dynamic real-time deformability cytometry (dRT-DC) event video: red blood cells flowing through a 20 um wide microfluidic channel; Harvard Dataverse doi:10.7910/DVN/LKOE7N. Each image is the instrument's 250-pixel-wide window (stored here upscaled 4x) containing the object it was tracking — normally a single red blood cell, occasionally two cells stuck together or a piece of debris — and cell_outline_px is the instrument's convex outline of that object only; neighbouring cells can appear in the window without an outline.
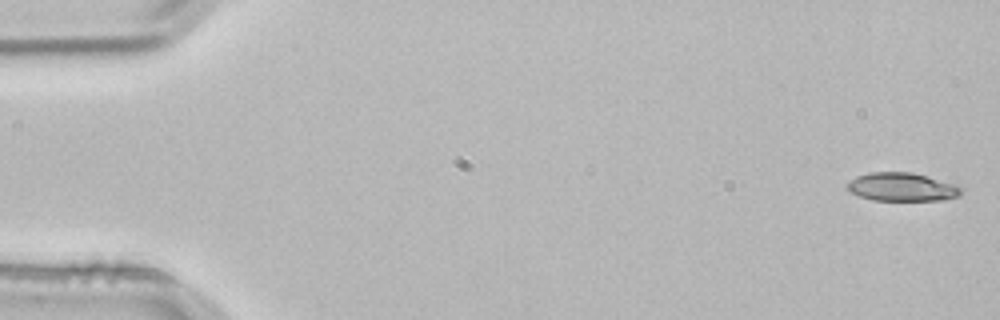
{"species": "common noctule bat (a hibernating species)", "species_latin": "Nyctalus noctula", "temperature_condition": "room temperature", "stored_images_in_passage": 5, "segment_of_instrument_passage": [1, 2], "camera_frame_rate_fps": 3000, "um_per_image_px": 0.085, "animal": {"sex": "male", "body_mass_g": 21.5, "forearm_length_mm": 52.0}, "frame": {"image": 1, "passage_image": 1, "time_ms": 0.0, "image_size_px": [1000, 320], "cell_outline_px": [[964, 192], [960, 196], [944, 200], [872, 200], [860, 196], [852, 192], [844, 184], [856, 176], [868, 172], [912, 172], [956, 184], [964, 188]], "centroid_in_image_um": [76.71, 15.89], "position_along_channel_um": 8.3, "area_um2": 19.07}}
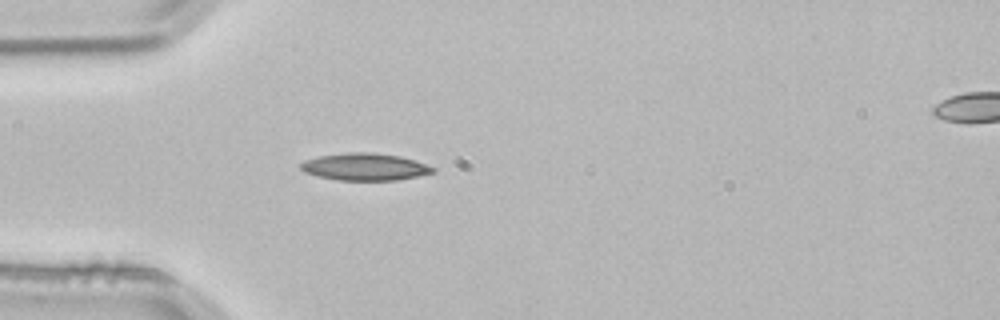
{"frame": {"image": 2, "passage_image": 4, "time_ms": 1.0, "image_size_px": [1000, 320], "cell_outline_px": [[436, 172], [396, 180], [336, 180], [316, 176], [304, 172], [300, 168], [300, 164], [304, 160], [316, 156], [348, 152], [368, 152], [400, 156], [416, 160], [436, 168]], "centroid_in_image_um": [30.99, 14.17], "position_along_channel_um": 54.0, "area_um2": 21.1}}